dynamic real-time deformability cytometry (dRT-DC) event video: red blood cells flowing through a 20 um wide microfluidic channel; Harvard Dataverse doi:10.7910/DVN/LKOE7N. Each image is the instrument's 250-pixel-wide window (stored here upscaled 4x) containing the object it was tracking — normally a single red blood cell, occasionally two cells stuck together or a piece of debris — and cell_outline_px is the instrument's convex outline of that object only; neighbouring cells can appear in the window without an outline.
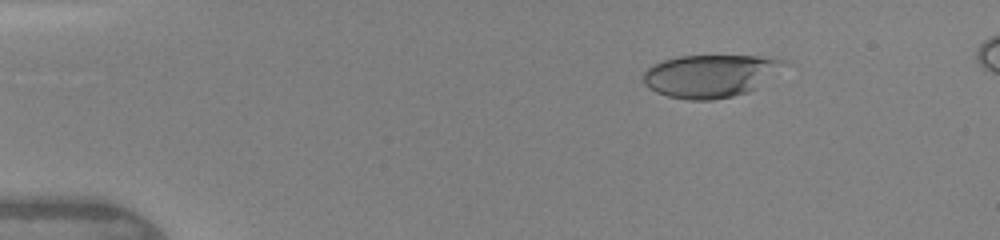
{"species": "human", "species_latin": "Homo sapiens", "temperature_condition": "warm", "stored_images_in_passage": 8, "camera_frame_rate_fps": 3000, "um_per_image_px": 0.085, "donor": {"sex": "female"}, "frame": {"image": 1, "passage_image": 4, "time_ms": 2.0, "image_size_px": [1000, 240], "cell_outline_px": [[788, 60], [756, 88], [748, 92], [732, 96], [712, 100], [688, 100], [668, 96], [656, 92], [648, 88], [644, 84], [644, 72], [652, 64], [664, 60], [680, 56], [756, 56]], "centroid_in_image_um": [60.3, 6.45], "position_along_channel_um": 24.7, "area_um2": 34.51}}